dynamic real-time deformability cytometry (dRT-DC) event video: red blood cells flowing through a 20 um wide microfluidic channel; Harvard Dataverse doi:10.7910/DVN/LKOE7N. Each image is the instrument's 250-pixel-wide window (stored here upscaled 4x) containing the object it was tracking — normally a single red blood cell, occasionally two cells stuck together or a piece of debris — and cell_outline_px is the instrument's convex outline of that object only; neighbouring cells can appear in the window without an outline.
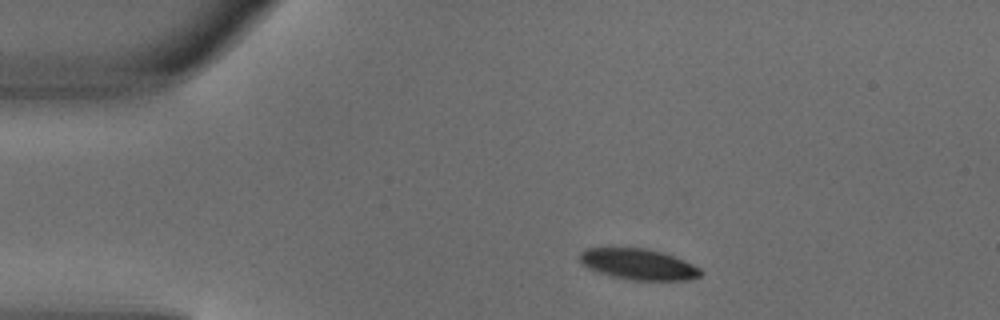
{"species": "common noctule bat (a hibernating species)", "species_latin": "Nyctalus noctula", "temperature_condition": "warm", "stored_images_in_passage": 3, "camera_frame_rate_fps": 3000, "um_per_image_px": 0.085, "animal": {"sex": "male", "body_mass_g": 18.8}, "frame": {"image": 1, "passage_image": 1, "time_ms": 0.0, "image_size_px": [1000, 320], "cell_outline_px": [[704, 272], [700, 276], [688, 280], [632, 280], [612, 276], [588, 268], [580, 260], [580, 252], [588, 248], [644, 248], [660, 252], [684, 260], [700, 268]], "centroid_in_image_um": [54.29, 22.47], "position_along_channel_um": 30.7, "area_um2": 21.5}}
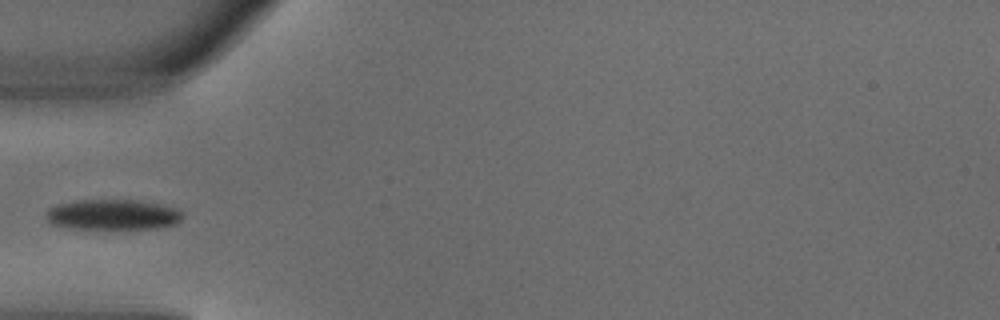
{"frame": {"image": 2, "passage_image": 3, "time_ms": 0.667, "image_size_px": [1000, 320], "cell_outline_px": [[184, 216], [176, 224], [160, 228], [64, 228], [52, 224], [48, 220], [48, 208], [60, 204], [76, 200], [136, 200], [180, 208]], "centroid_in_image_um": [9.64, 18.24], "position_along_channel_um": 75.4, "area_um2": 24.1}}